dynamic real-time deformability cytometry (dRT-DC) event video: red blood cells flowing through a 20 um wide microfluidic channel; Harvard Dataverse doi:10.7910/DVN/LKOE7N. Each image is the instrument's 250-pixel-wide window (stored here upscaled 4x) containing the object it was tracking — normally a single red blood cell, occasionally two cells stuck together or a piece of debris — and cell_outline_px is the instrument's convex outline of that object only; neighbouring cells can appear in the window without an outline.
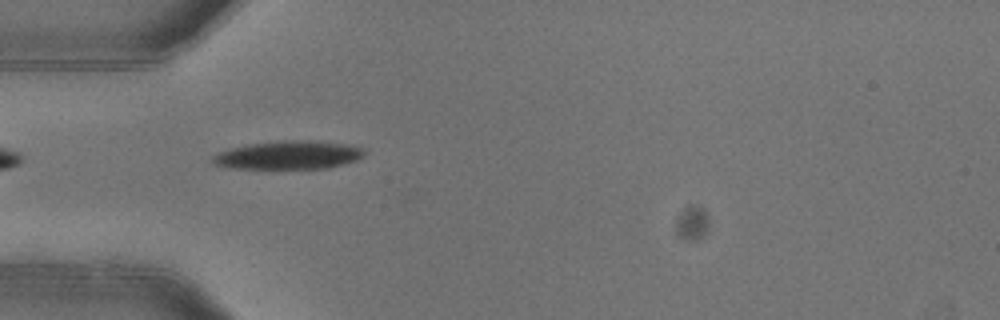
{"species": "common noctule bat (a hibernating species)", "species_latin": "Nyctalus noctula", "temperature_condition": "warm", "stored_images_in_passage": 7, "camera_frame_rate_fps": 3000, "um_per_image_px": 0.085, "animal": {"sex": "female"}, "frame": {"image": 1, "passage_image": 4, "time_ms": 1.0, "image_size_px": [1000, 320], "cell_outline_px": [[364, 156], [356, 160], [328, 168], [232, 168], [216, 164], [212, 160], [212, 156], [220, 152], [232, 148], [248, 144], [280, 140], [308, 140], [344, 144], [360, 148], [364, 152]], "centroid_in_image_um": [24.51, 13.17], "position_along_channel_um": 60.5, "area_um2": 24.62}}
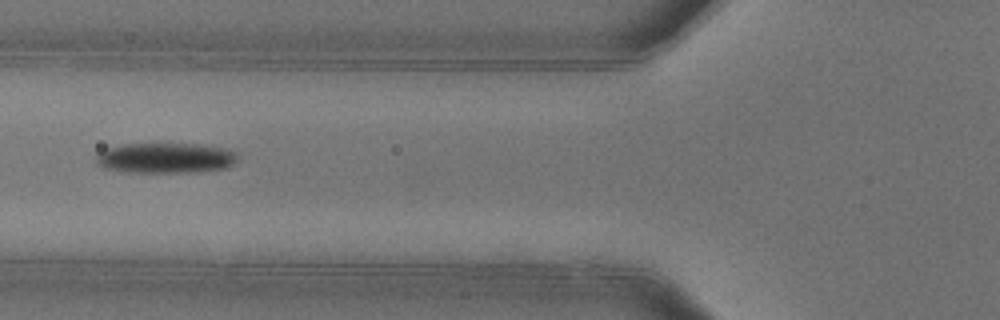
{"frame": {"image": 2, "passage_image": 5, "time_ms": 1.333, "image_size_px": [1000, 320], "cell_outline_px": [[236, 160], [228, 168], [196, 172], [132, 172], [104, 168], [96, 164], [96, 156], [104, 148], [120, 144], [156, 140], [204, 144], [228, 148], [236, 152]], "centroid_in_image_um": [14.06, 13.36], "position_along_channel_um": 111.7, "area_um2": 26.47}}